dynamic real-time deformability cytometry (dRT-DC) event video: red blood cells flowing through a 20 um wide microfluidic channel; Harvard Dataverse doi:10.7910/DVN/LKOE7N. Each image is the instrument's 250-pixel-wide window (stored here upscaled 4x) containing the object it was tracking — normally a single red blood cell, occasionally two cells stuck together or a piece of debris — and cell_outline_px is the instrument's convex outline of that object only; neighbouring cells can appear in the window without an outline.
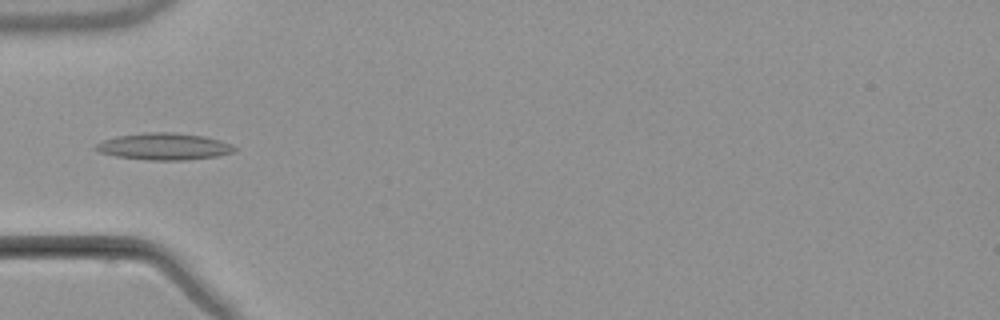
{"species": "common noctule bat (a hibernating species)", "species_latin": "Nyctalus noctula", "temperature_condition": "warm", "stored_images_in_passage": 5, "camera_frame_rate_fps": 3000, "um_per_image_px": 0.085, "animal": {"sex": "male", "body_mass_g": 21.5, "forearm_length_mm": 52.0}, "frame": {"image": 1, "passage_image": 5, "time_ms": 5.667, "image_size_px": [1000, 320], "cell_outline_px": [[236, 148], [232, 152], [216, 156], [188, 160], [148, 160], [116, 156], [100, 152], [92, 148], [96, 144], [104, 140], [116, 136], [148, 132], [172, 132], [204, 136], [220, 140], [232, 144]], "centroid_in_image_um": [13.93, 12.45], "position_along_channel_um": 71.1, "area_um2": 21.62}}